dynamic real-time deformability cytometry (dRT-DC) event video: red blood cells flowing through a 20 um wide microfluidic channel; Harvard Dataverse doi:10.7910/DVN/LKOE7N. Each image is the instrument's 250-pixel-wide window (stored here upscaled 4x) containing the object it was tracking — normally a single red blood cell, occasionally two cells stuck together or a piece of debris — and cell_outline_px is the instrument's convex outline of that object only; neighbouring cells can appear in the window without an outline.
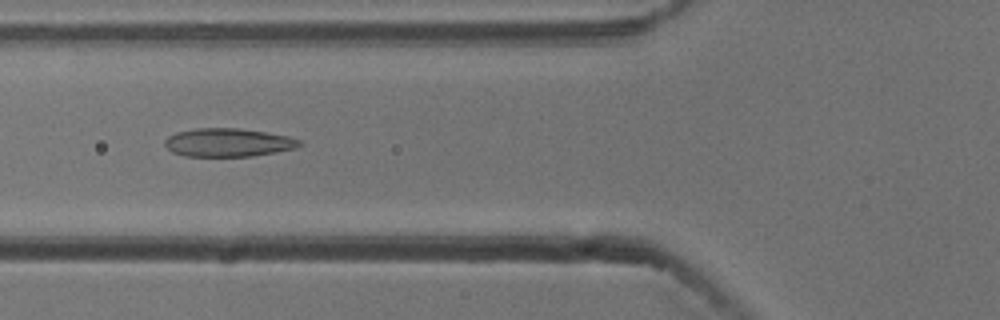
{"species": "common noctule bat (a hibernating species)", "species_latin": "Nyctalus noctula", "temperature_condition": "cold", "stored_images_in_passage": 14, "camera_frame_rate_fps": 3000, "um_per_image_px": 0.085, "animal": {"sex": "male", "body_mass_g": 13.3}, "frame": {"image": 1, "passage_image": 5, "time_ms": 1.333, "image_size_px": [1000, 320], "cell_outline_px": [[304, 144], [296, 148], [276, 152], [252, 156], [184, 156], [172, 152], [164, 144], [164, 140], [168, 136], [176, 132], [196, 128], [240, 128], [288, 136], [300, 140]], "centroid_in_image_um": [19.39, 12.11], "position_along_channel_um": 106.4, "area_um2": 22.31}}
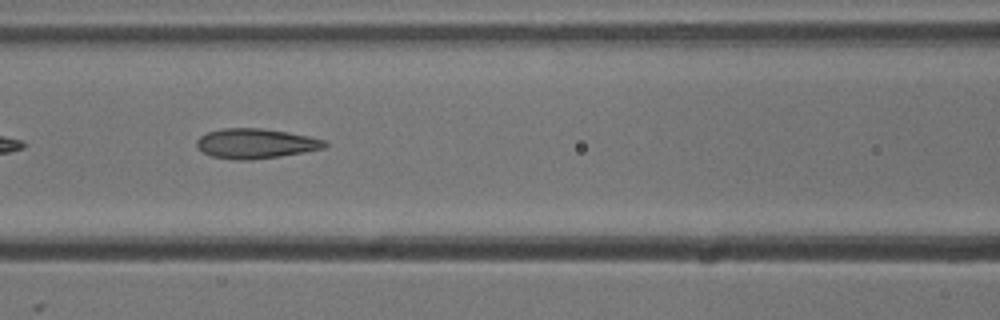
{"frame": {"image": 2, "passage_image": 8, "time_ms": 2.333, "image_size_px": [1000, 320], "cell_outline_px": [[328, 144], [324, 148], [304, 152], [280, 156], [252, 160], [236, 160], [212, 156], [196, 148], [196, 140], [200, 136], [208, 132], [224, 128], [264, 128], [288, 132], [308, 136], [324, 140]], "centroid_in_image_um": [21.71, 12.2], "position_along_channel_um": 144.9, "area_um2": 22.31}}